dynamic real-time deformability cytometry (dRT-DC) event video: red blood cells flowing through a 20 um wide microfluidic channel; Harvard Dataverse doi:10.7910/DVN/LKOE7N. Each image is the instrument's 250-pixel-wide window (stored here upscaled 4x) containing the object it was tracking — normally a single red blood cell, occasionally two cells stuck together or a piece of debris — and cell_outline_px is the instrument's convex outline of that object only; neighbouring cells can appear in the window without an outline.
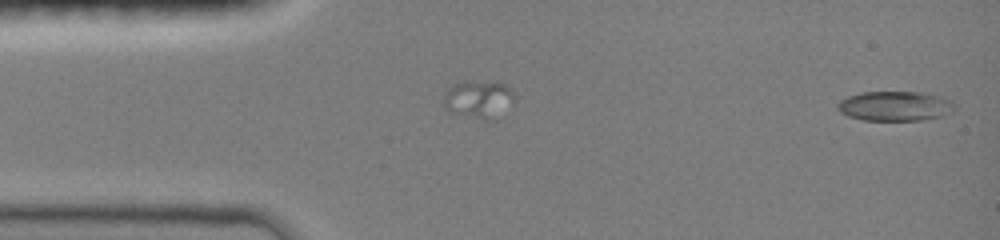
{"species": "common noctule bat (a hibernating species)", "species_latin": "Nyctalus noctula", "temperature_condition": "room temperature", "stored_images_in_passage": 39, "camera_frame_rate_fps": 3000, "um_per_image_px": 0.085, "animal": {"sex": "female", "body_mass_g": 19.0, "forearm_length_mm": 51.5}, "frame": {"image": 1, "passage_image": 1, "time_ms": 0.0, "image_size_px": [1000, 240], "cell_outline_px": [[956, 108], [952, 112], [940, 116], [920, 120], [864, 120], [848, 116], [840, 112], [836, 108], [836, 104], [840, 100], [848, 96], [864, 92], [920, 92], [940, 96], [952, 100]], "centroid_in_image_um": [76.07, 9.01], "position_along_channel_um": 8.9, "area_um2": 20.29}}
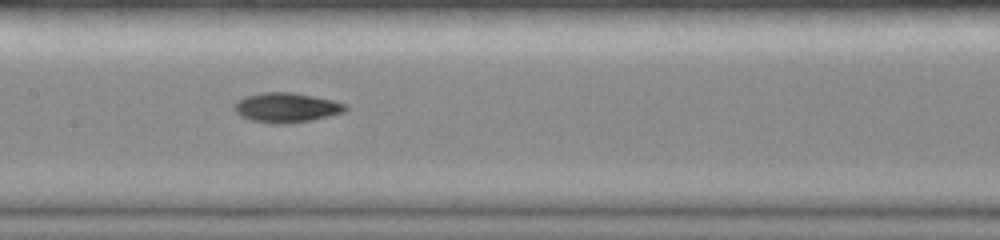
{"frame": {"image": 2, "passage_image": 22, "time_ms": 7.0, "image_size_px": [1000, 240], "cell_outline_px": [[348, 108], [344, 112], [312, 120], [280, 124], [276, 124], [252, 120], [240, 116], [232, 108], [232, 104], [236, 100], [244, 96], [264, 92], [292, 92], [332, 100], [348, 104]], "centroid_in_image_um": [24.31, 9.13], "position_along_channel_um": 183.1, "area_um2": 19.31}}
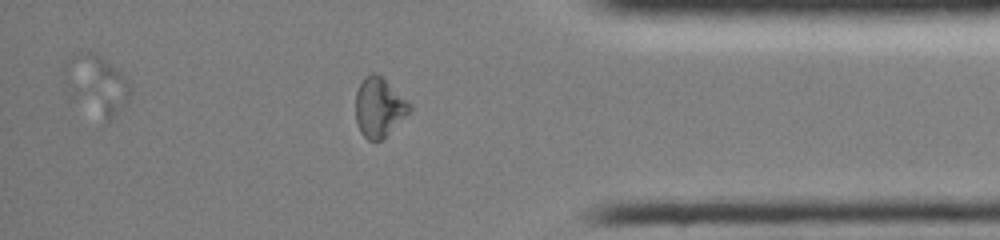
{"frame": {"image": 3, "passage_image": 39, "time_ms": 12.667, "image_size_px": [1000, 240], "cell_outline_px": [[412, 112], [380, 140], [368, 140], [360, 132], [356, 124], [356, 92], [364, 76], [372, 72], [376, 72], [412, 104]], "centroid_in_image_um": [32.23, 9.11], "position_along_channel_um": 403.0, "area_um2": 18.73}, "authors_computed_cell_mechanics": {"area_um2": 18.7272, "velocity_mm_per_s": 4.0619, "shape_relaxation_time_tau1_ms": 4.2265, "shape_relaxation_time_tau2_ms": null, "deformation_change_tau1": 0.1676, "deformation_change_tau2": null}}